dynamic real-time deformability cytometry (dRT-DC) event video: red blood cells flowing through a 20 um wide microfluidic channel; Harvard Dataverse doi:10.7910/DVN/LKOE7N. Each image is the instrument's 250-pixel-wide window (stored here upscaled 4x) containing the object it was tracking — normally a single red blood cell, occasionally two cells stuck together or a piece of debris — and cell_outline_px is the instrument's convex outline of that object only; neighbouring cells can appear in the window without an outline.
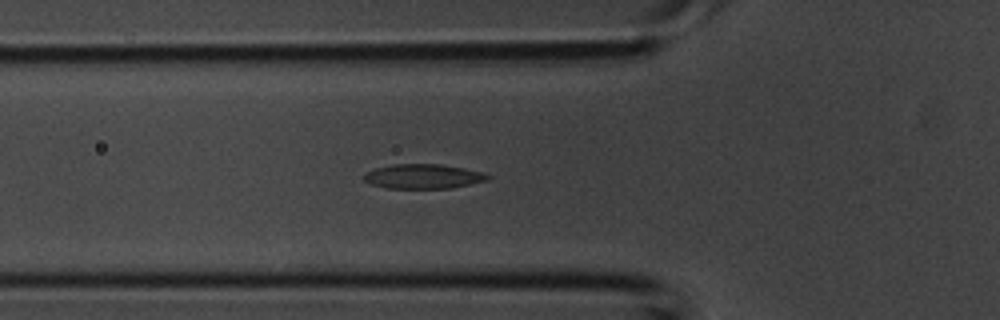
{"species": "common noctule bat (a hibernating species)", "species_latin": "Nyctalus noctula", "temperature_condition": "room temperature", "stored_images_in_passage": 27, "camera_frame_rate_fps": 3000, "um_per_image_px": 0.085, "animal": {"sex": "male", "body_mass_g": 20.1, "forearm_length_mm": 53.5}, "frame": {"image": 1, "passage_image": 5, "time_ms": 1.333, "image_size_px": [1000, 320], "cell_outline_px": [[492, 176], [488, 180], [452, 188], [388, 188], [372, 184], [364, 180], [364, 172], [376, 168], [392, 164], [444, 164], [484, 172]], "centroid_in_image_um": [36.01, 14.98], "position_along_channel_um": 89.8, "area_um2": 17.8}}
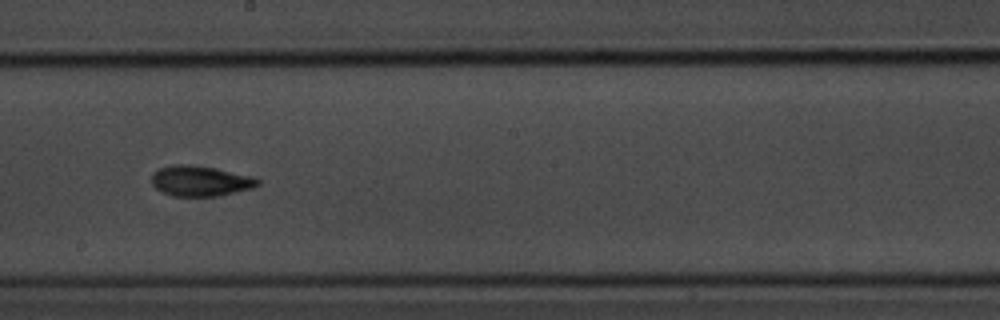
{"frame": {"image": 2, "passage_image": 13, "time_ms": 4.0, "image_size_px": [1000, 320], "cell_outline_px": [[260, 184], [252, 188], [216, 196], [172, 196], [160, 192], [152, 184], [152, 176], [160, 168], [172, 164], [188, 164], [212, 168], [252, 176], [260, 180]], "centroid_in_image_um": [17.0, 15.39], "position_along_channel_um": 231.2, "area_um2": 18.61}}
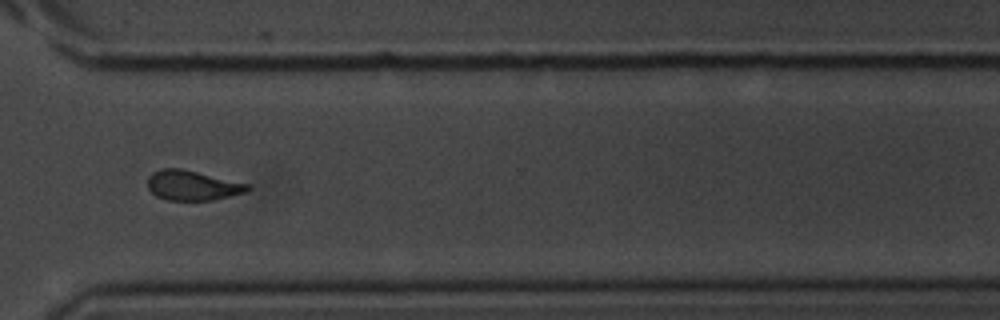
{"frame": {"image": 3, "passage_image": 20, "time_ms": 6.333, "image_size_px": [1000, 320], "cell_outline_px": [[252, 188], [244, 192], [212, 200], [168, 200], [156, 196], [148, 188], [148, 176], [152, 172], [160, 168], [180, 168], [252, 184]], "centroid_in_image_um": [16.36, 15.75], "position_along_channel_um": 354.2, "area_um2": 17.46}}